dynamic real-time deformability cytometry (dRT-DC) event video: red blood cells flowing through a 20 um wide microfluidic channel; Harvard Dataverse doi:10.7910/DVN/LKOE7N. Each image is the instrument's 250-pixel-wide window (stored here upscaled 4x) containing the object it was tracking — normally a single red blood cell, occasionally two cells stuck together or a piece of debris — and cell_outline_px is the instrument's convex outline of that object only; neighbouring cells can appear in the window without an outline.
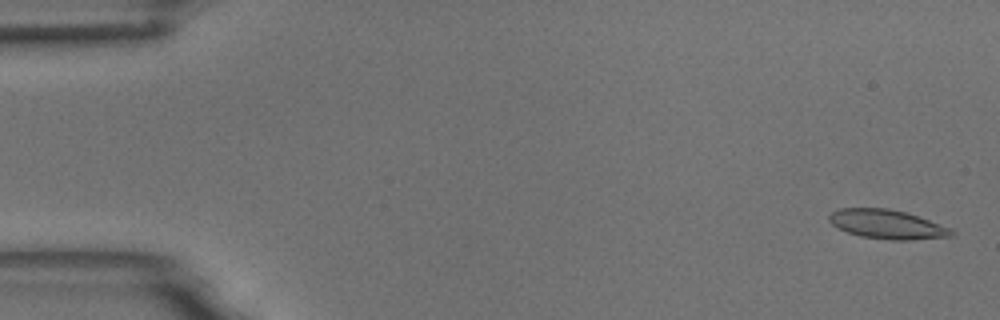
{"species": "common noctule bat (a hibernating species)", "species_latin": "Nyctalus noctula", "temperature_condition": "room temperature", "stored_images_in_passage": 56, "camera_frame_rate_fps": 3000, "um_per_image_px": 0.085, "animal": {"sex": "male", "body_mass_g": 18.8}, "frame": {"image": 1, "passage_image": 2, "time_ms": 0.333, "image_size_px": [1000, 320], "cell_outline_px": [[956, 232], [952, 236], [908, 240], [888, 240], [860, 236], [848, 232], [832, 224], [828, 220], [828, 216], [832, 212], [840, 208], [888, 208], [904, 212], [928, 220], [948, 228]], "centroid_in_image_um": [75.36, 19.07], "position_along_channel_um": 9.6, "area_um2": 20.46}}
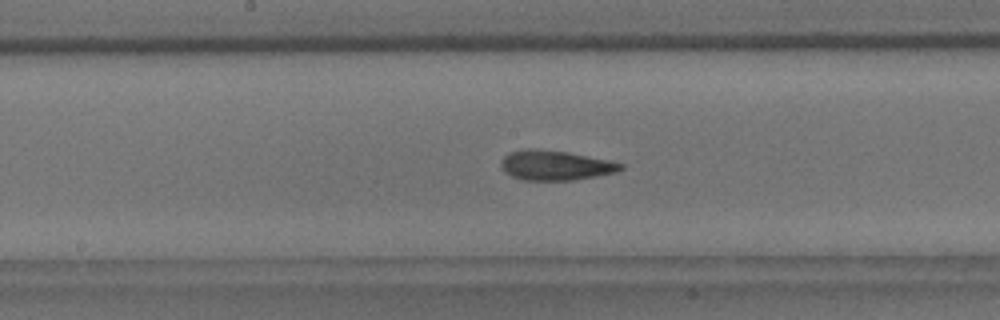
{"frame": {"image": 2, "passage_image": 29, "time_ms": 9.333, "image_size_px": [1000, 320], "cell_outline_px": [[624, 168], [616, 172], [572, 180], [524, 180], [512, 176], [500, 164], [504, 156], [512, 152], [528, 148], [532, 148], [568, 152], [608, 160], [624, 164]], "centroid_in_image_um": [47.23, 14.05], "position_along_channel_um": 201.0, "area_um2": 20.4}}
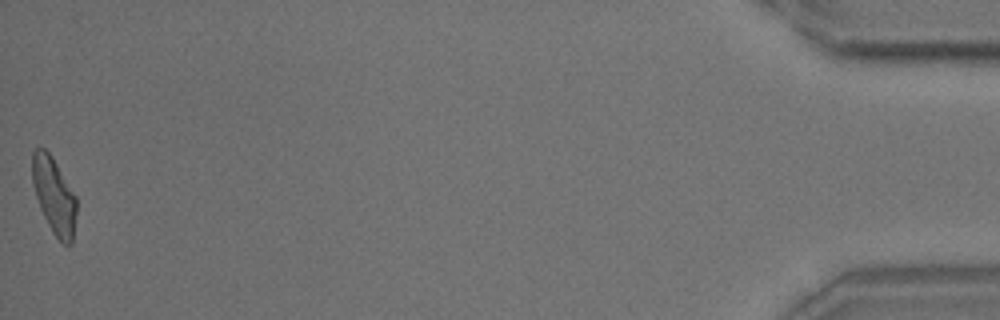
{"frame": {"image": 3, "passage_image": 56, "time_ms": 18.333, "image_size_px": [1000, 320], "cell_outline_px": [[76, 212], [72, 244], [64, 244], [52, 232], [40, 208], [32, 184], [32, 152], [36, 148], [44, 148], [52, 156], [76, 196]], "centroid_in_image_um": [4.58, 16.61], "position_along_channel_um": 430.6, "area_um2": 19.54}, "authors_computed_cell_mechanics": {"area_um2": 20.4034, "velocity_mm_per_s": 3.6269, "shape_relaxation_time_tau1_ms": 5.5234, "shape_relaxation_time_tau2_ms": 2.4899, "deformation_change_tau1": 0.17, "deformation_change_tau2": 0.1057}}